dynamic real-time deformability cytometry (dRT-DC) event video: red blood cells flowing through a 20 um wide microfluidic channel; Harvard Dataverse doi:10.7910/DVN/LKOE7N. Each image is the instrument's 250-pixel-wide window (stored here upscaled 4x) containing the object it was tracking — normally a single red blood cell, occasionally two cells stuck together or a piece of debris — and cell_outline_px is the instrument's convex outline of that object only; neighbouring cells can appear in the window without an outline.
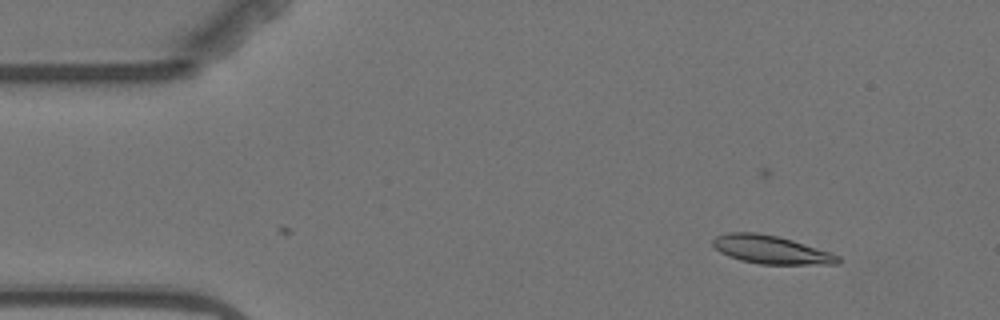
{"species": "Egyptian fruit bat (a non-hibernating species)", "species_latin": "Rousettus aegyptiacus", "temperature_condition": "warm", "stored_images_in_passage": 3, "camera_frame_rate_fps": 3000, "um_per_image_px": 0.085, "animal": {"sex": "female"}, "frame": {"image": 1, "passage_image": 3, "time_ms": 2.333, "image_size_px": [1000, 320], "cell_outline_px": [[840, 264], [760, 264], [740, 260], [728, 256], [720, 252], [712, 244], [712, 240], [716, 236], [728, 232], [756, 232], [776, 236], [792, 240], [840, 256]], "centroid_in_image_um": [65.5, 21.22], "position_along_channel_um": 19.5, "area_um2": 20.4}}